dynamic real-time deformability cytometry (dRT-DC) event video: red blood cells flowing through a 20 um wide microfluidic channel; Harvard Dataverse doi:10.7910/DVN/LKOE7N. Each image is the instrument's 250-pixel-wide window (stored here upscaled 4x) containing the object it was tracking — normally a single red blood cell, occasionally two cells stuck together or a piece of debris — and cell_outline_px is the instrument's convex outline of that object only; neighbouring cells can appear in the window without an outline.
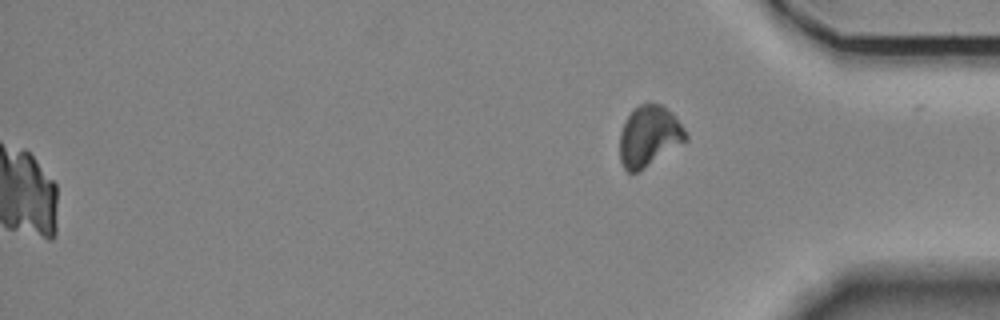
{"species": "Egyptian fruit bat (a non-hibernating species)", "species_latin": "Rousettus aegyptiacus", "temperature_condition": "room temperature", "stored_images_in_passage": 55, "camera_frame_rate_fps": 3000, "um_per_image_px": 0.085, "animal": {"sex": "female"}, "frame": {"image": 1, "passage_image": 55, "time_ms": 18.0, "image_size_px": [1000, 320], "cell_outline_px": [[688, 140], [640, 172], [628, 172], [624, 168], [620, 160], [620, 132], [624, 120], [640, 104], [660, 104], [672, 112], [684, 128], [688, 136]], "centroid_in_image_um": [55.18, 11.6], "position_along_channel_um": 380.0, "area_um2": 23.47}}